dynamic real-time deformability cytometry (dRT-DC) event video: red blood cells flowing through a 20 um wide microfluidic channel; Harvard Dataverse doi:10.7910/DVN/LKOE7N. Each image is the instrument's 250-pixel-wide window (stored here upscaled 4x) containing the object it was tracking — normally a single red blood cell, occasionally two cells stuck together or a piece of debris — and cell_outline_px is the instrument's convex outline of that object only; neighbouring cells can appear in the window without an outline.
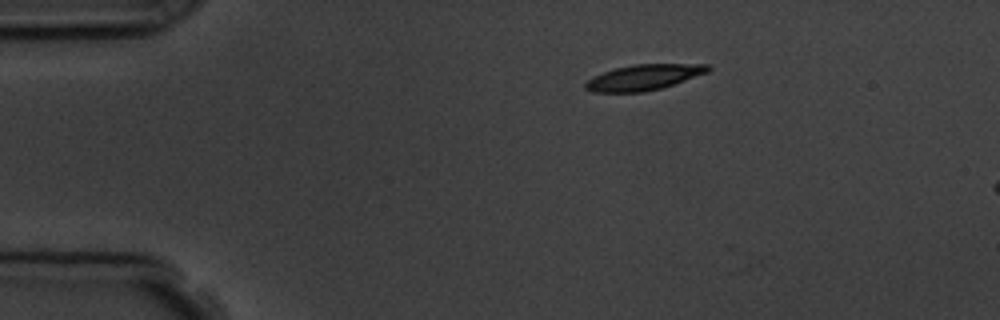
{"species": "common noctule bat (a hibernating species)", "species_latin": "Nyctalus noctula", "temperature_condition": "room temperature", "stored_images_in_passage": 3, "segment_of_instrument_passage": [1, 2], "camera_frame_rate_fps": 3000, "um_per_image_px": 0.085, "animal": {"sex": "male", "body_mass_g": 19.5, "forearm_length_mm": 54.6}, "frame": {"image": 1, "passage_image": 1, "time_ms": 0.0, "image_size_px": [1000, 320], "cell_outline_px": [[712, 68], [708, 72], [660, 88], [644, 92], [592, 92], [584, 88], [584, 84], [588, 80], [604, 72], [616, 68], [632, 64], [708, 64]], "centroid_in_image_um": [54.71, 6.57], "position_along_channel_um": 30.3, "area_um2": 18.03}}